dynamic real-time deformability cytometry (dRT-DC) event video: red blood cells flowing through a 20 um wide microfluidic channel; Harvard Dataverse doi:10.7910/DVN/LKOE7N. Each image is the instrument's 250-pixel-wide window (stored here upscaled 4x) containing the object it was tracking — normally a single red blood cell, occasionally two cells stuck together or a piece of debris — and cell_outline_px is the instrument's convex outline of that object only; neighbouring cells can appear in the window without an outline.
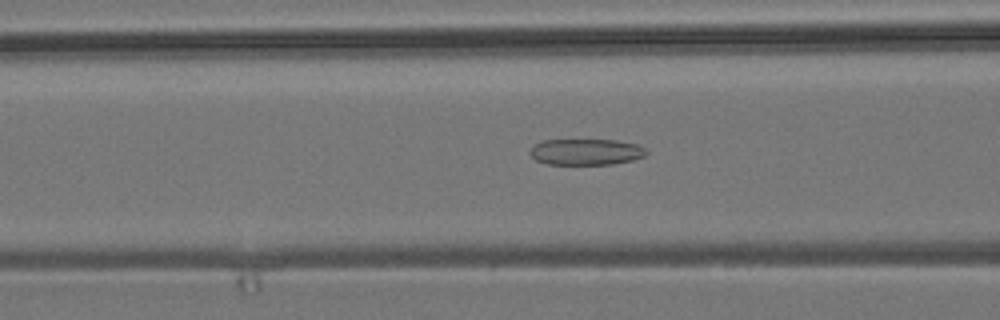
{"species": "common noctule bat (a hibernating species)", "species_latin": "Nyctalus noctula", "temperature_condition": "room temperature", "stored_images_in_passage": 54, "camera_frame_rate_fps": 3000, "um_per_image_px": 0.085, "animal": {"sex": "male", "body_mass_g": 19.2, "forearm_length_mm": 51.8}, "frame": {"image": 1, "passage_image": 21, "time_ms": 6.667, "image_size_px": [1000, 320], "cell_outline_px": [[648, 152], [644, 156], [632, 160], [612, 164], [548, 164], [536, 160], [528, 152], [536, 144], [544, 140], [616, 140], [640, 144]], "centroid_in_image_um": [49.84, 12.91], "position_along_channel_um": 116.8, "area_um2": 17.69}}
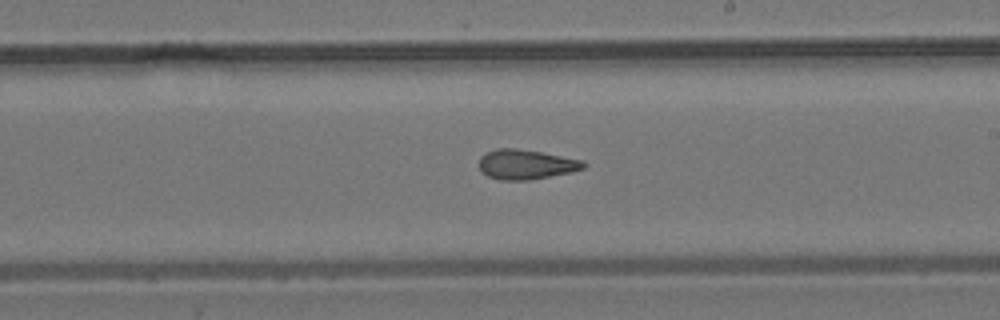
{"frame": {"image": 2, "passage_image": 31, "time_ms": 10.0, "image_size_px": [1000, 320], "cell_outline_px": [[588, 164], [584, 168], [572, 172], [528, 180], [500, 180], [488, 176], [480, 172], [480, 156], [484, 152], [496, 148], [516, 148], [540, 152], [584, 160]], "centroid_in_image_um": [44.7, 13.97], "position_along_channel_um": 244.3, "area_um2": 18.26}}
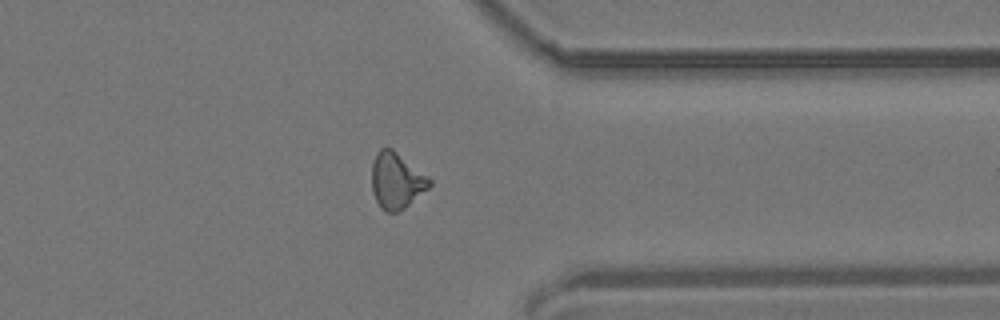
{"frame": {"image": 3, "passage_image": 42, "time_ms": 13.667, "image_size_px": [1000, 320], "cell_outline_px": [[432, 184], [428, 188], [404, 208], [396, 212], [388, 212], [380, 208], [372, 192], [372, 164], [376, 152], [380, 148], [392, 148], [428, 176], [432, 180]], "centroid_in_image_um": [33.69, 15.35], "position_along_channel_um": 377.7, "area_um2": 18.79}, "authors_computed_cell_mechanics": {"area_um2": 18.5827, "velocity_mm_per_s": 3.8199, "shape_relaxation_time_tau1_ms": null, "shape_relaxation_time_tau2_ms": 1.9906, "deformation_change_tau1": null, "deformation_change_tau2": 0.1017}}